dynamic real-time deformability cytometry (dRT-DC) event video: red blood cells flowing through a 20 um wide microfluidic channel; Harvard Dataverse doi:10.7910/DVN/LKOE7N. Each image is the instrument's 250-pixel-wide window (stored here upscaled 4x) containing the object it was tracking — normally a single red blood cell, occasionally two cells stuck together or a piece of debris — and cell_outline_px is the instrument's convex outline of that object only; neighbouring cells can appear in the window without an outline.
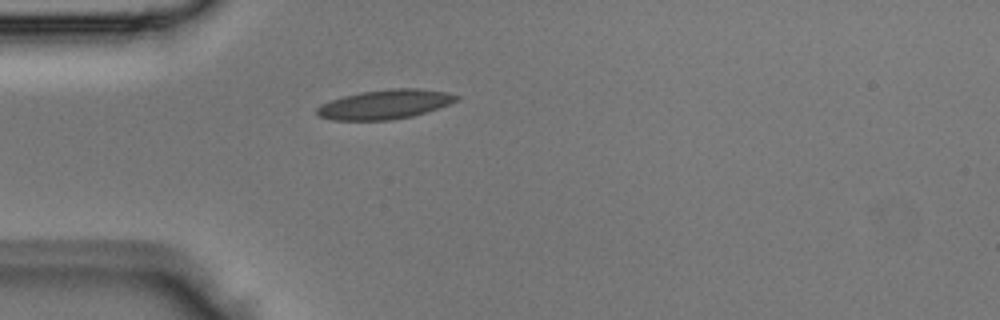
{"species": "Egyptian fruit bat (a non-hibernating species)", "species_latin": "Rousettus aegyptiacus", "temperature_condition": "room temperature", "stored_images_in_passage": 1, "camera_frame_rate_fps": 3000, "um_per_image_px": 0.085, "animal": {"sex": "male"}, "frame": {"image": 1, "passage_image": 1, "time_ms": 0.0, "image_size_px": [1000, 320], "cell_outline_px": [[460, 96], [456, 100], [448, 104], [412, 116], [392, 120], [332, 120], [320, 116], [316, 112], [316, 108], [320, 104], [344, 96], [360, 92], [392, 88], [420, 88], [448, 92]], "centroid_in_image_um": [32.7, 8.86], "position_along_channel_um": 52.3, "area_um2": 23.7}}